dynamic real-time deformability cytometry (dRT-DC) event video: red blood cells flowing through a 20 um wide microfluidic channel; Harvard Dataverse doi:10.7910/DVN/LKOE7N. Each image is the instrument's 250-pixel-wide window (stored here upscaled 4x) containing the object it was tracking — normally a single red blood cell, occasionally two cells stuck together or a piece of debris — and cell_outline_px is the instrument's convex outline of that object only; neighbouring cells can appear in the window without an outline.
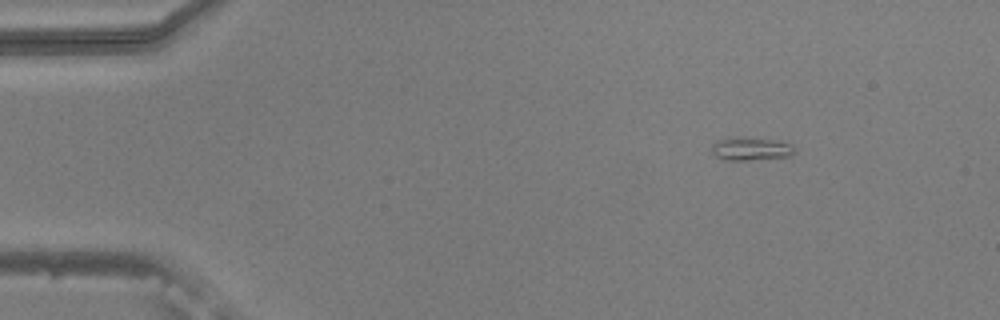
{"species": "common noctule bat (a hibernating species)", "species_latin": "Nyctalus noctula", "temperature_condition": "warm", "stored_images_in_passage": 4, "camera_frame_rate_fps": 3000, "um_per_image_px": 0.085, "animal": {"sex": "male", "body_mass_g": 20.5, "forearm_length_mm": 52.5}, "frame": {"image": 1, "passage_image": 1, "time_ms": 0.0, "image_size_px": [1000, 320], "cell_outline_px": [[796, 152], [788, 156], [748, 160], [728, 160], [716, 156], [712, 152], [712, 144], [716, 140], [772, 140], [792, 144], [796, 148]], "centroid_in_image_um": [63.88, 12.7], "position_along_channel_um": 21.1, "area_um2": 10.35}}